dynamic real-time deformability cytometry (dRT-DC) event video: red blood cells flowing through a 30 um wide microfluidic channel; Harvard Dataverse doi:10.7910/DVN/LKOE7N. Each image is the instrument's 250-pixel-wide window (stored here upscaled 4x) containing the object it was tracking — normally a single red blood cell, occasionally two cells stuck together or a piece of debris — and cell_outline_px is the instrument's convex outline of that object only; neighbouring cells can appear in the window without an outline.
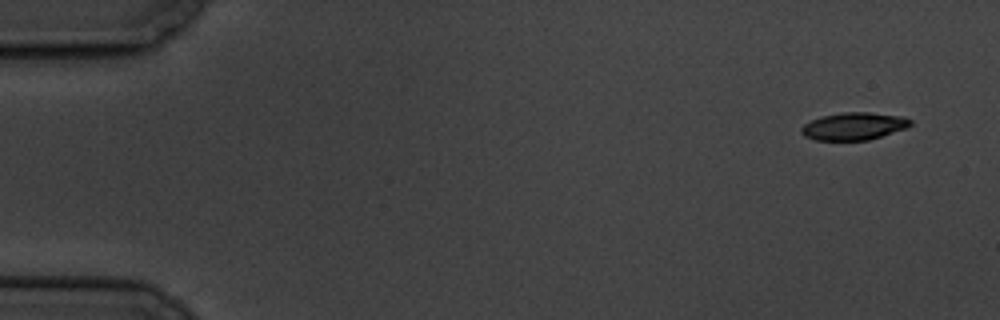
{"species": "common noctule bat (a hibernating species)", "species_latin": "Nyctalus noctula", "temperature_condition": "cold", "stored_images_in_passage": 6, "segment_of_instrument_passage": [1, 2], "camera_frame_rate_fps": 3000, "um_per_image_px": 0.085, "animal": {"sex": "male", "body_mass_g": 19.5, "forearm_length_mm": 54.6}, "frame": {"image": 1, "passage_image": 1, "time_ms": 0.0, "image_size_px": [1000, 320], "cell_outline_px": [[912, 124], [908, 128], [868, 140], [816, 140], [804, 136], [800, 132], [800, 128], [804, 124], [820, 116], [844, 112], [868, 112], [904, 116], [912, 120]], "centroid_in_image_um": [72.59, 10.72], "position_along_channel_um": 12.4, "area_um2": 17.63}}
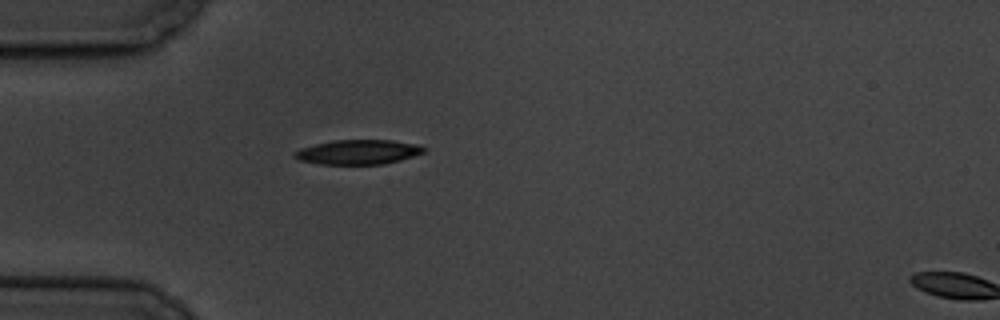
{"frame": {"image": 2, "passage_image": 5, "time_ms": 4.667, "image_size_px": [1000, 320], "cell_outline_px": [[428, 148], [424, 152], [400, 160], [384, 164], [320, 164], [300, 160], [292, 156], [292, 152], [300, 148], [332, 140], [392, 140], [420, 144]], "centroid_in_image_um": [30.45, 12.91], "position_along_channel_um": 54.5, "area_um2": 18.67}}